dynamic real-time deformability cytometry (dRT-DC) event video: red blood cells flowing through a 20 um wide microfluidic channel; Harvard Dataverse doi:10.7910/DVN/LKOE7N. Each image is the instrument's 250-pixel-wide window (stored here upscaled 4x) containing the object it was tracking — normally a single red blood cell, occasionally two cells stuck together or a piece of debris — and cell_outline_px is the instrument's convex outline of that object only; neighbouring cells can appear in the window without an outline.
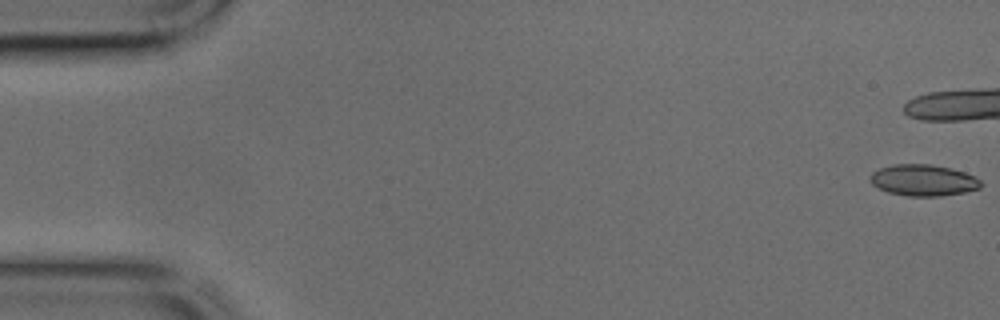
{"species": "common noctule bat (a hibernating species)", "species_latin": "Nyctalus noctula", "temperature_condition": "cold", "stored_images_in_passage": 12, "camera_frame_rate_fps": 3000, "um_per_image_px": 0.085, "animal": {"sex": "male", "body_mass_g": 17.9, "forearm_length_mm": 54.2}, "frame": {"image": 1, "passage_image": 1, "time_ms": 0.0, "image_size_px": [1000, 320], "cell_outline_px": [[984, 184], [980, 188], [964, 192], [940, 196], [908, 196], [888, 192], [872, 184], [868, 176], [872, 172], [880, 168], [896, 164], [928, 164], [952, 168], [964, 172], [980, 180]], "centroid_in_image_um": [78.48, 15.32], "position_along_channel_um": 6.5, "area_um2": 20.17}}